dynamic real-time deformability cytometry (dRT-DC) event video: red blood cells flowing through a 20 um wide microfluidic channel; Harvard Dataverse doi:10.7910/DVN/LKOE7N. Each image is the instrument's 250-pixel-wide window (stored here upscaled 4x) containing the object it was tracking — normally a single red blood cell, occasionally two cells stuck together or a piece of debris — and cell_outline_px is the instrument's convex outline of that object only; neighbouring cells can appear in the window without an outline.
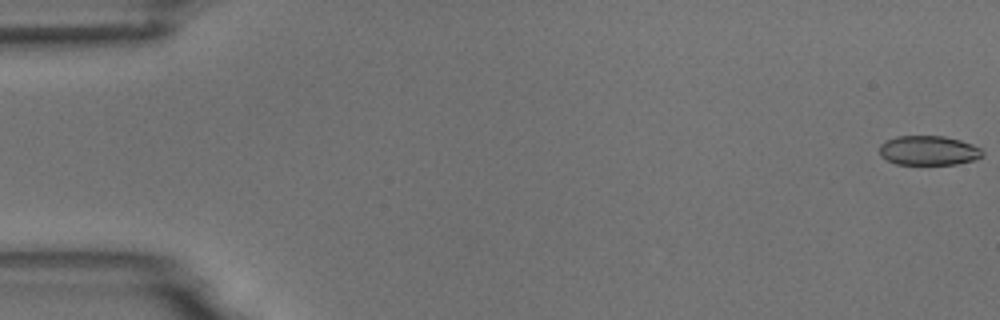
{"species": "common noctule bat (a hibernating species)", "species_latin": "Nyctalus noctula", "temperature_condition": "room temperature", "stored_images_in_passage": 8, "camera_frame_rate_fps": 3000, "um_per_image_px": 0.085, "animal": {"sex": "male", "body_mass_g": 18.8}, "frame": {"image": 1, "passage_image": 1, "time_ms": 0.0, "image_size_px": [1000, 320], "cell_outline_px": [[984, 156], [972, 160], [956, 164], [896, 164], [880, 156], [880, 144], [896, 136], [944, 136], [960, 140], [972, 144], [980, 148], [984, 152]], "centroid_in_image_um": [78.94, 12.79], "position_along_channel_um": 6.1, "area_um2": 17.63}}